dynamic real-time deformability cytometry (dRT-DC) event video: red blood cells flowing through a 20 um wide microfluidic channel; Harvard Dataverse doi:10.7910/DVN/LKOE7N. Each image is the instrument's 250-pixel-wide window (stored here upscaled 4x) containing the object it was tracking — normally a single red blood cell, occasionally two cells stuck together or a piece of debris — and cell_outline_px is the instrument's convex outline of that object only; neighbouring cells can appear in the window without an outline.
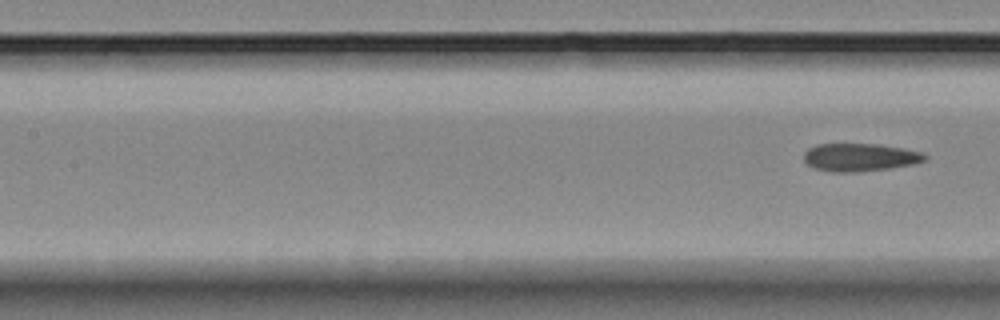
{"species": "Egyptian fruit bat (a non-hibernating species)", "species_latin": "Rousettus aegyptiacus", "temperature_condition": "room temperature", "stored_images_in_passage": 6, "segment_of_instrument_passage": [2, 2], "camera_frame_rate_fps": 3000, "um_per_image_px": 0.085, "animal": {"sex": "female"}, "frame": {"image": 1, "passage_image": 6, "time_ms": 5.667, "image_size_px": [1000, 320], "cell_outline_px": [[928, 156], [924, 160], [912, 164], [888, 168], [860, 172], [832, 172], [816, 168], [808, 164], [804, 160], [804, 152], [808, 148], [816, 144], [876, 144], [904, 148], [920, 152]], "centroid_in_image_um": [73.06, 13.36], "position_along_channel_um": 134.3, "area_um2": 19.54}}